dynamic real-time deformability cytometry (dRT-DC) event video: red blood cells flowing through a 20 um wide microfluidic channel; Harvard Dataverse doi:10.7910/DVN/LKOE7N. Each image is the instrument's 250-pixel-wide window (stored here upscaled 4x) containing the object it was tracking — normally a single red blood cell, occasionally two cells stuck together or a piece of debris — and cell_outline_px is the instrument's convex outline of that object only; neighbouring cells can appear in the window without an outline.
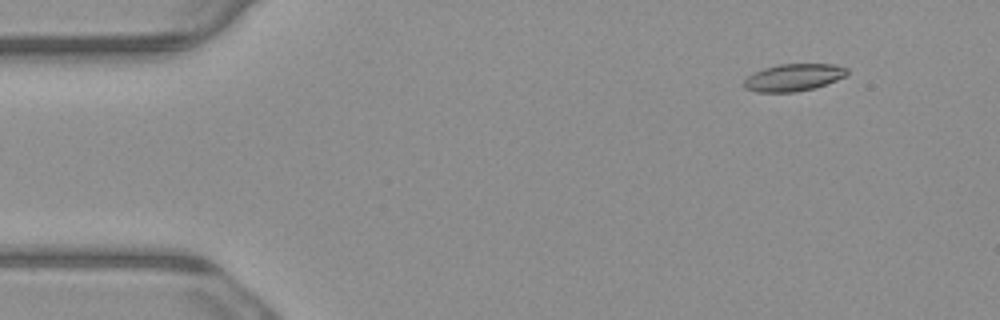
{"species": "common noctule bat (a hibernating species)", "species_latin": "Nyctalus noctula", "temperature_condition": "warm", "stored_images_in_passage": 8, "camera_frame_rate_fps": 3000, "um_per_image_px": 0.085, "animal": {"sex": "male", "body_mass_g": 23.1, "forearm_length_mm": 52.7}, "frame": {"image": 1, "passage_image": 2, "time_ms": 0.333, "image_size_px": [1000, 320], "cell_outline_px": [[848, 72], [844, 76], [836, 80], [816, 88], [792, 92], [756, 92], [744, 88], [744, 80], [748, 76], [764, 68], [780, 64], [836, 64], [848, 68]], "centroid_in_image_um": [67.46, 6.58], "position_along_channel_um": 17.5, "area_um2": 16.3}}
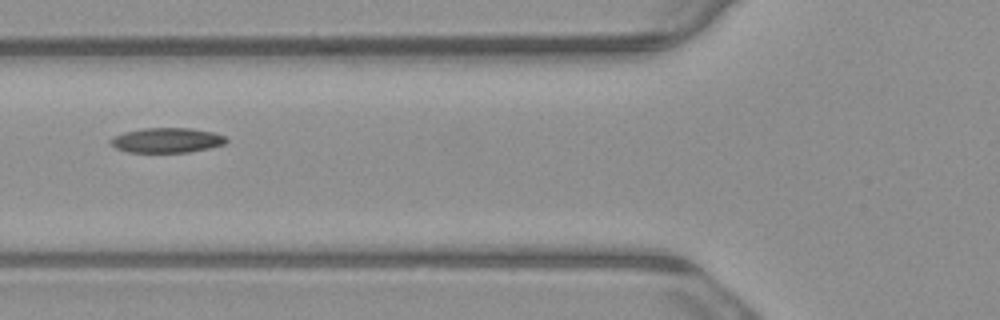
{"frame": {"image": 2, "passage_image": 6, "time_ms": 1.667, "image_size_px": [1000, 320], "cell_outline_px": [[228, 140], [224, 144], [208, 148], [188, 152], [128, 152], [116, 148], [108, 140], [124, 132], [144, 128], [188, 128], [212, 132], [224, 136]], "centroid_in_image_um": [14.17, 11.92], "position_along_channel_um": 111.6, "area_um2": 16.53}}
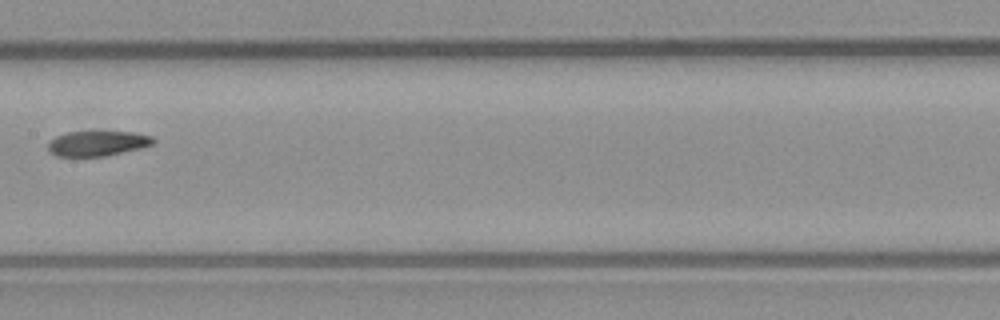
{"frame": {"image": 3, "passage_image": 8, "time_ms": 2.333, "image_size_px": [1000, 320], "cell_outline_px": [[156, 140], [152, 144], [140, 148], [104, 156], [56, 156], [48, 152], [48, 140], [64, 132], [136, 132], [152, 136]], "centroid_in_image_um": [8.24, 12.18], "position_along_channel_um": 199.2, "area_um2": 15.43}}